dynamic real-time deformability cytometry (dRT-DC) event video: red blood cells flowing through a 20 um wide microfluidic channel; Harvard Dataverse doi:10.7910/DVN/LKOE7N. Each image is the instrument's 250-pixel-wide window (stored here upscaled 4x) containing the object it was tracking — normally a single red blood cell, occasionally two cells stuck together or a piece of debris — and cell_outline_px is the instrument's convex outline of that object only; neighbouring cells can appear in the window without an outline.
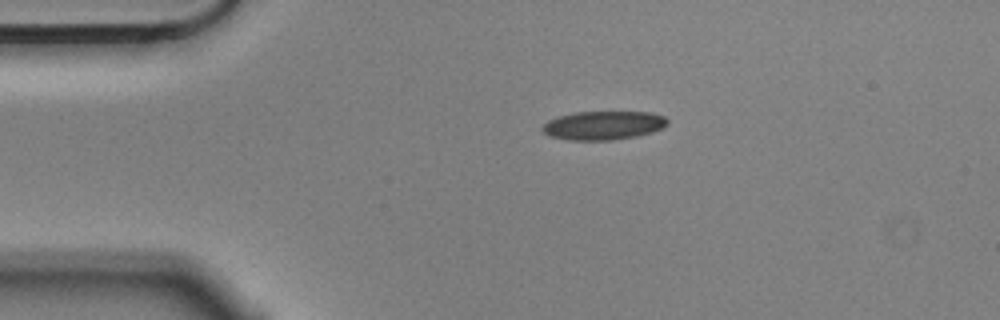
{"species": "Egyptian fruit bat (a non-hibernating species)", "species_latin": "Rousettus aegyptiacus", "temperature_condition": "cold", "stored_images_in_passage": 2, "camera_frame_rate_fps": 3000, "um_per_image_px": 0.085, "animal": {"sex": "male"}, "frame": {"image": 1, "passage_image": 1, "time_ms": 0.0, "image_size_px": [1000, 320], "cell_outline_px": [[668, 124], [664, 128], [652, 132], [636, 136], [612, 140], [568, 140], [548, 136], [540, 128], [548, 120], [560, 116], [576, 112], [648, 112], [664, 116], [668, 120]], "centroid_in_image_um": [51.29, 10.66], "position_along_channel_um": 33.7, "area_um2": 20.98}}